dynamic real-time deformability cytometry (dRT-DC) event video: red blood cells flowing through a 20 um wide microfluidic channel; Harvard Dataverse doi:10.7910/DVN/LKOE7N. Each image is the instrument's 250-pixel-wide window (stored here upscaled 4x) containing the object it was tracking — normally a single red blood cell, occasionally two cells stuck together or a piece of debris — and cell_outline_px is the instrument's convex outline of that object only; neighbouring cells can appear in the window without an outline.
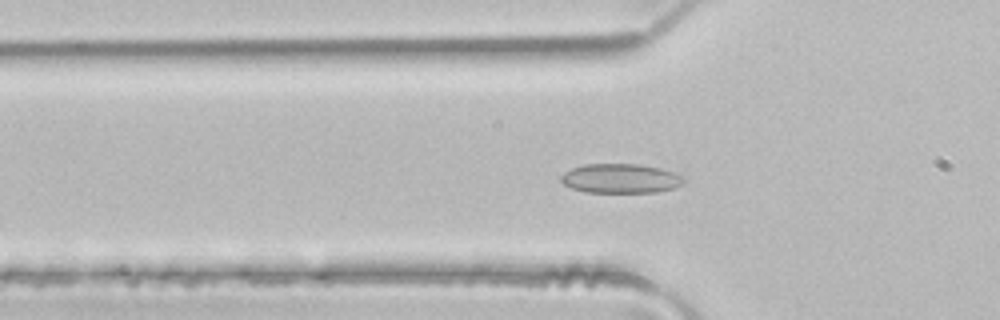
{"species": "common noctule bat (a hibernating species)", "species_latin": "Nyctalus noctula", "temperature_condition": "room temperature", "stored_images_in_passage": 48, "camera_frame_rate_fps": 3000, "um_per_image_px": 0.085, "animal": {"sex": "male", "body_mass_g": 21.5, "forearm_length_mm": 52.0}, "frame": {"image": 1, "passage_image": 15, "time_ms": 4.667, "image_size_px": [1000, 320], "cell_outline_px": [[684, 184], [672, 188], [656, 192], [584, 192], [572, 188], [564, 184], [560, 180], [560, 176], [564, 172], [572, 168], [584, 164], [640, 164], [660, 168], [676, 172], [684, 176]], "centroid_in_image_um": [52.76, 15.16], "position_along_channel_um": 73.0, "area_um2": 21.15}}
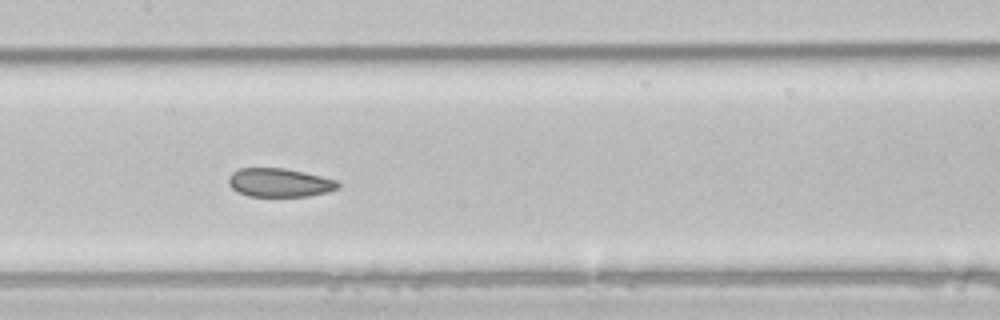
{"frame": {"image": 2, "passage_image": 23, "time_ms": 7.333, "image_size_px": [1000, 320], "cell_outline_px": [[340, 188], [328, 192], [308, 196], [248, 196], [236, 192], [228, 184], [228, 176], [232, 172], [240, 168], [284, 168], [304, 172], [336, 180], [340, 184]], "centroid_in_image_um": [23.74, 15.52], "position_along_channel_um": 183.7, "area_um2": 18.38}}
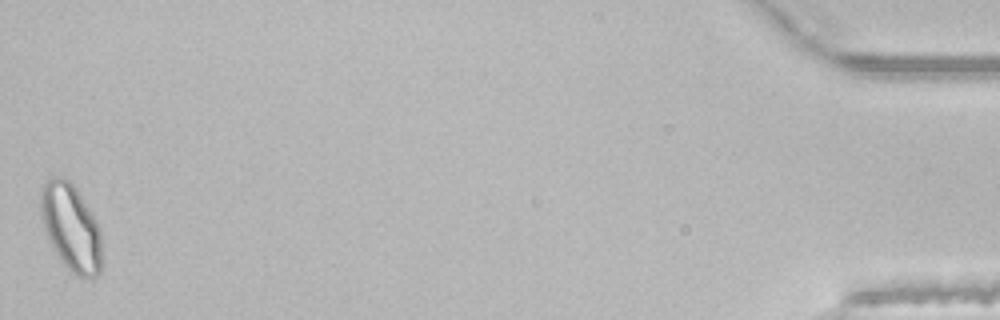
{"frame": {"image": 3, "passage_image": 48, "time_ms": 15.667, "image_size_px": [1000, 320], "cell_outline_px": [[104, 264], [100, 272], [92, 280], [88, 280], [76, 276], [60, 260], [44, 228], [40, 208], [40, 200], [44, 184], [52, 176], [64, 176], [76, 188], [92, 212], [100, 228]], "centroid_in_image_um": [6.1, 19.38], "position_along_channel_um": 429.1, "area_um2": 31.44}, "authors_computed_cell_mechanics": {"area_um2": 21.5883, "velocity_mm_per_s": 4.1166, "shape_relaxation_time_tau1_ms": 11.1214, "shape_relaxation_time_tau2_ms": 1.873, "deformation_change_tau1": 0.1522, "deformation_change_tau2": 0.0637}}